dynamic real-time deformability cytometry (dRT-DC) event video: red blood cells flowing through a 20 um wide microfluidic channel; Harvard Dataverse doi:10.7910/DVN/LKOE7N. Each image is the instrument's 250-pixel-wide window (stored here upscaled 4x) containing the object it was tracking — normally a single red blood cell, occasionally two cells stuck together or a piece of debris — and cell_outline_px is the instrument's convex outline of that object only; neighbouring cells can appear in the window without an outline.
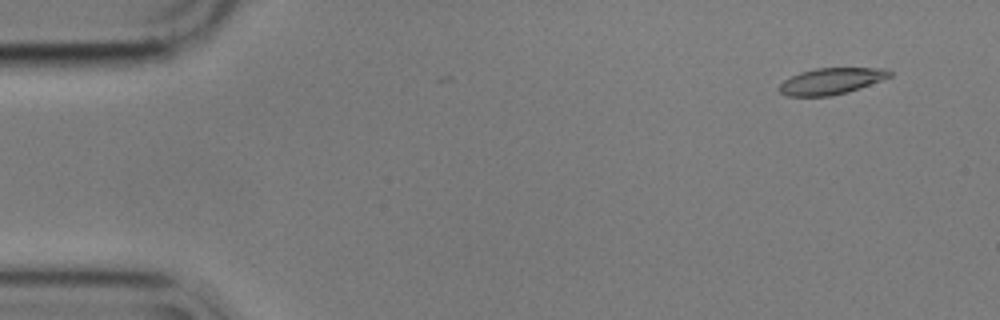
{"species": "common noctule bat (a hibernating species)", "species_latin": "Nyctalus noctula", "temperature_condition": "cold", "stored_images_in_passage": 6, "camera_frame_rate_fps": 3000, "um_per_image_px": 0.085, "animal": {"sex": "male", "body_mass_g": 17.9}, "frame": {"image": 1, "passage_image": 4, "time_ms": 1.0, "image_size_px": [1000, 320], "cell_outline_px": [[892, 76], [860, 88], [848, 92], [828, 96], [788, 96], [780, 92], [776, 88], [784, 80], [800, 72], [816, 68], [888, 68], [892, 72]], "centroid_in_image_um": [70.66, 6.89], "position_along_channel_um": 14.3, "area_um2": 16.99}}